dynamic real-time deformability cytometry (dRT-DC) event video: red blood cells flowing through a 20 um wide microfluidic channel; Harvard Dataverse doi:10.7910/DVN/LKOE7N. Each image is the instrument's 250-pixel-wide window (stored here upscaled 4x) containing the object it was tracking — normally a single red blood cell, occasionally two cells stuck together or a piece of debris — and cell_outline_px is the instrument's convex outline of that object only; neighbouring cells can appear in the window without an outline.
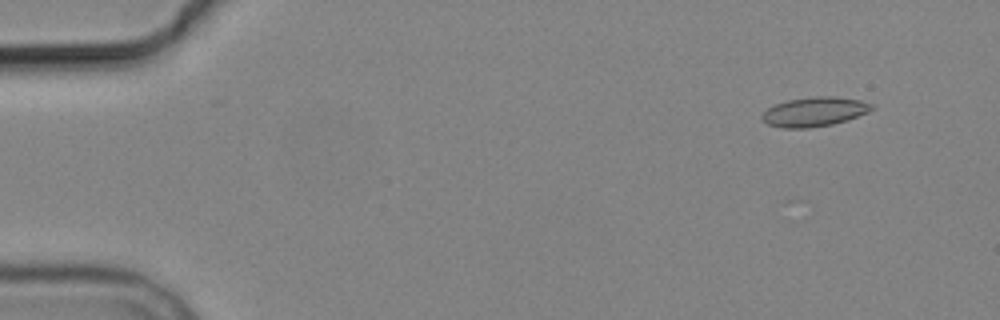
{"species": "common noctule bat (a hibernating species)", "species_latin": "Nyctalus noctula", "temperature_condition": "cold", "stored_images_in_passage": 5, "camera_frame_rate_fps": 3000, "um_per_image_px": 0.085, "animal": {"sex": "male", "body_mass_g": 19.2, "forearm_length_mm": 51.8}, "frame": {"image": 1, "passage_image": 1, "time_ms": 0.0, "image_size_px": [1000, 320], "cell_outline_px": [[876, 108], [868, 112], [848, 120], [832, 124], [808, 128], [784, 128], [768, 124], [760, 116], [772, 104], [788, 100], [812, 96], [836, 96], [860, 100], [872, 104]], "centroid_in_image_um": [69.24, 9.49], "position_along_channel_um": 15.8, "area_um2": 18.9}}
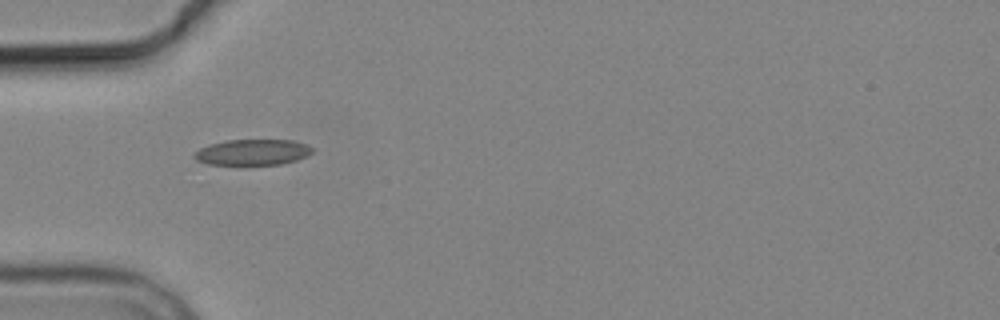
{"frame": {"image": 2, "passage_image": 5, "time_ms": 4.333, "image_size_px": [1000, 320], "cell_outline_px": [[312, 152], [296, 160], [280, 164], [208, 164], [196, 160], [192, 156], [192, 152], [208, 144], [224, 140], [292, 140], [308, 144], [312, 148]], "centroid_in_image_um": [21.41, 12.92], "position_along_channel_um": 63.6, "area_um2": 17.74}}